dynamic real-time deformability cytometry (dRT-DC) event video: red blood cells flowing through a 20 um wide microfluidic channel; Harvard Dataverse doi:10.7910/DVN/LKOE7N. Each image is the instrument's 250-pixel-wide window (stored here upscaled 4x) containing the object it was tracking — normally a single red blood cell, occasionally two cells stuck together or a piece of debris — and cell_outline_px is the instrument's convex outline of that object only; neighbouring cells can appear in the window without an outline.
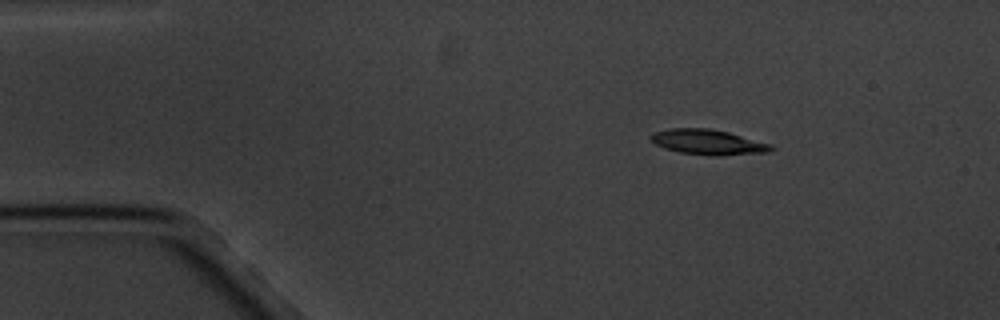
{"species": "common noctule bat (a hibernating species)", "species_latin": "Nyctalus noctula", "temperature_condition": "cold", "stored_images_in_passage": 5, "camera_frame_rate_fps": 3000, "um_per_image_px": 0.085, "animal": {"sex": "male", "body_mass_g": 20.1, "forearm_length_mm": 53.5}, "frame": {"image": 1, "passage_image": 2, "time_ms": 1.0, "image_size_px": [1000, 320], "cell_outline_px": [[776, 148], [768, 152], [716, 156], [712, 156], [680, 152], [664, 148], [656, 144], [652, 140], [652, 136], [656, 132], [672, 128], [712, 128], [728, 132], [772, 144]], "centroid_in_image_um": [60.25, 12.08], "position_along_channel_um": 24.8, "area_um2": 17.51}}